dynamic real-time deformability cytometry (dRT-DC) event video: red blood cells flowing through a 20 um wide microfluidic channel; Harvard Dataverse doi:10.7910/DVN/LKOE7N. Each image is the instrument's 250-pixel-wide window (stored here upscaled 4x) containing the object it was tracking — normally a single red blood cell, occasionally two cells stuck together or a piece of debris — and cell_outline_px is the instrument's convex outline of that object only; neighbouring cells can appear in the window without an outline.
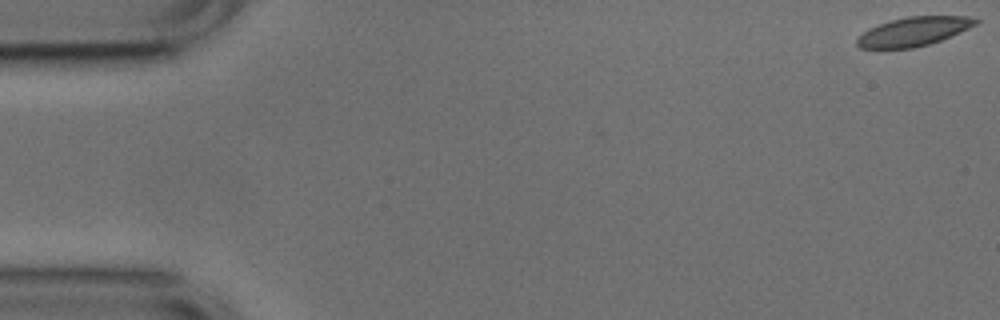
{"species": "common noctule bat (a hibernating species)", "species_latin": "Nyctalus noctula", "temperature_condition": "cold", "stored_images_in_passage": 7, "camera_frame_rate_fps": 3000, "um_per_image_px": 0.085, "animal": {"sex": "male", "body_mass_g": 17.9, "forearm_length_mm": 54.2}, "frame": {"image": 1, "passage_image": 1, "time_ms": 0.0, "image_size_px": [1000, 320], "cell_outline_px": [[980, 20], [976, 24], [968, 28], [940, 40], [928, 44], [912, 48], [880, 52], [860, 48], [856, 44], [856, 40], [868, 28], [892, 20], [908, 16], [968, 16]], "centroid_in_image_um": [77.55, 2.73], "position_along_channel_um": 7.4, "area_um2": 20.4}}